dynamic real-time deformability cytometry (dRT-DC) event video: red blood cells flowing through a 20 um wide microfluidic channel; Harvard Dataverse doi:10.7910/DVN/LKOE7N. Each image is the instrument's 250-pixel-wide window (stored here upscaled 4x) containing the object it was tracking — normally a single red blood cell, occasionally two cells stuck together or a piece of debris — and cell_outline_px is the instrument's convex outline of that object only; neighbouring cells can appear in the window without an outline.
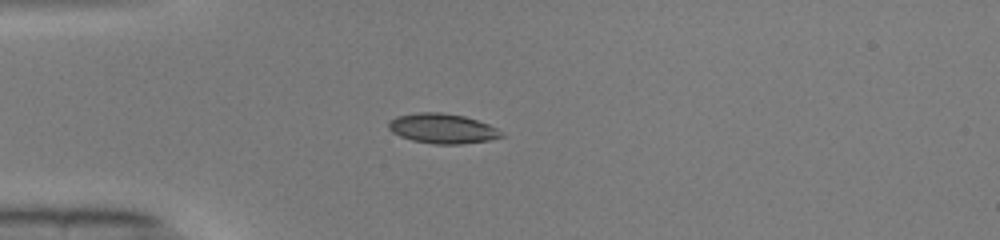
{"species": "common noctule bat (a hibernating species)", "species_latin": "Nyctalus noctula", "temperature_condition": "warm", "stored_images_in_passage": 37, "camera_frame_rate_fps": 3000, "um_per_image_px": 0.085, "animal": {"sex": "male", "body_mass_g": 19.0, "forearm_length_mm": 50.8}, "frame": {"image": 1, "passage_image": 1, "time_ms": 0.0, "image_size_px": [1000, 240], "cell_outline_px": [[504, 136], [488, 140], [460, 144], [436, 144], [412, 140], [400, 136], [392, 132], [388, 128], [388, 124], [396, 116], [420, 112], [440, 112], [464, 116], [488, 124], [496, 128]], "centroid_in_image_um": [37.58, 10.92], "position_along_channel_um": 47.4, "area_um2": 19.36}}
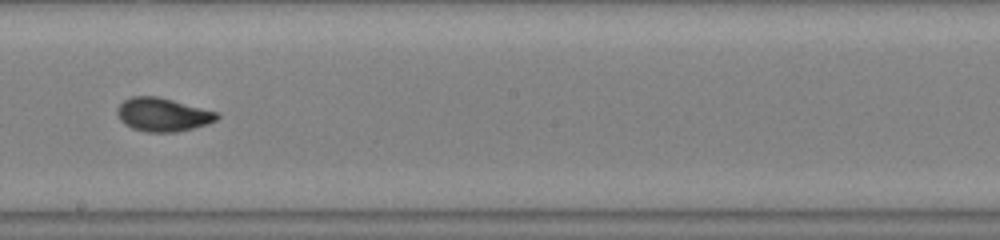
{"frame": {"image": 2, "passage_image": 16, "time_ms": 5.0, "image_size_px": [1000, 240], "cell_outline_px": [[220, 116], [216, 120], [208, 124], [176, 132], [144, 132], [132, 128], [120, 120], [116, 112], [120, 104], [124, 100], [132, 96], [156, 96], [172, 100], [216, 112]], "centroid_in_image_um": [13.81, 9.75], "position_along_channel_um": 234.4, "area_um2": 19.25}}
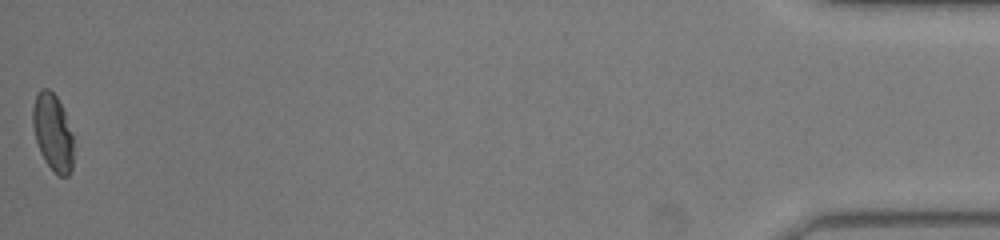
{"frame": {"image": 3, "passage_image": 37, "time_ms": 12.0, "image_size_px": [1000, 240], "cell_outline_px": [[72, 168], [68, 176], [60, 176], [44, 160], [40, 152], [36, 140], [32, 124], [32, 108], [36, 96], [44, 88], [48, 88], [56, 96], [64, 112], [72, 136]], "centroid_in_image_um": [4.46, 11.25], "position_along_channel_um": 430.7, "area_um2": 17.8}, "authors_computed_cell_mechanics": {"area_um2": 18.785, "velocity_mm_per_s": 4.1083, "shape_relaxation_time_tau1_ms": 3.1857, "shape_relaxation_time_tau2_ms": 0.7226, "deformation_change_tau1": 0.1381, "deformation_change_tau2": 0.0402}}